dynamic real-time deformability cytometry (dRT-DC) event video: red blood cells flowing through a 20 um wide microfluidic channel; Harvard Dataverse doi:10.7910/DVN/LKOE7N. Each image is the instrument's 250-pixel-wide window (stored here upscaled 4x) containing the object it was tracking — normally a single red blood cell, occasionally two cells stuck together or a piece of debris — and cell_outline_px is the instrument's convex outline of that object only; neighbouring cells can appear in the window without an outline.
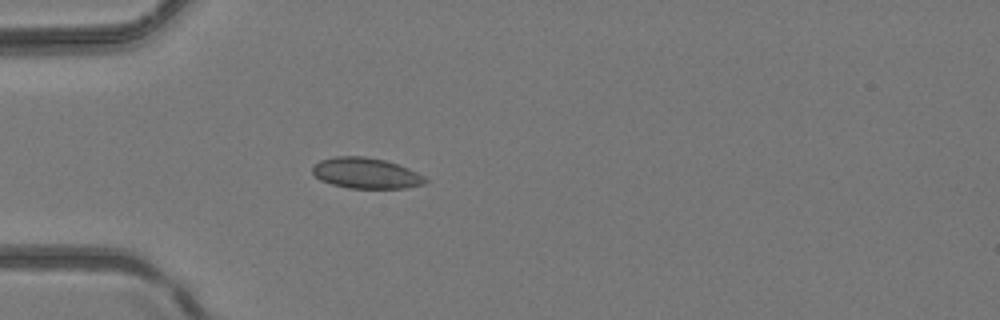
{"species": "common noctule bat (a hibernating species)", "species_latin": "Nyctalus noctula", "temperature_condition": "room temperature", "stored_images_in_passage": 2, "camera_frame_rate_fps": 3000, "um_per_image_px": 0.085, "animal": {"sex": "female", "body_mass_g": 24.6, "forearm_length_mm": 56.2}, "frame": {"image": 1, "passage_image": 2, "time_ms": 0.333, "image_size_px": [1000, 320], "cell_outline_px": [[428, 180], [424, 184], [404, 188], [348, 188], [332, 184], [320, 180], [312, 172], [312, 168], [320, 160], [336, 156], [364, 156], [384, 160], [408, 168], [424, 176]], "centroid_in_image_um": [31.1, 14.72], "position_along_channel_um": 53.9, "area_um2": 20.06}}